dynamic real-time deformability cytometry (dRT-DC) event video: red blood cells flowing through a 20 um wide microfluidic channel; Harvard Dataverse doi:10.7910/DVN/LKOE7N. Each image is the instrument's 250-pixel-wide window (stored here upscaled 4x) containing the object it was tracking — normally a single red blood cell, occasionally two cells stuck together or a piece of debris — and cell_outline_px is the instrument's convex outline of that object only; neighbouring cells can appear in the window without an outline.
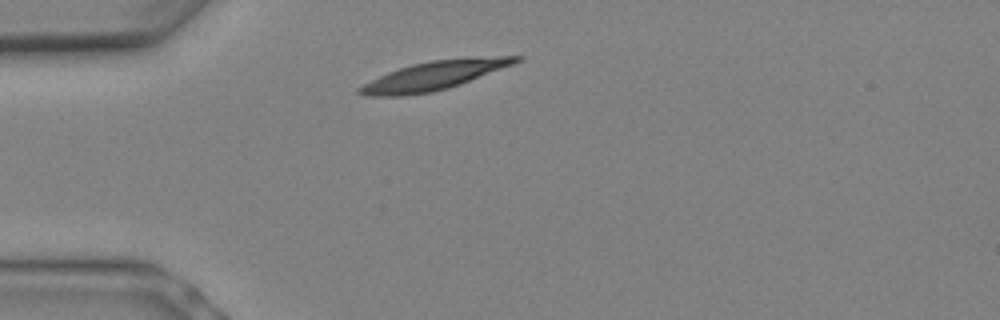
{"species": "Egyptian fruit bat (a non-hibernating species)", "species_latin": "Rousettus aegyptiacus", "temperature_condition": "warm", "stored_images_in_passage": 3, "camera_frame_rate_fps": 3000, "um_per_image_px": 0.085, "animal": {"sex": "female"}, "frame": {"image": 1, "passage_image": 1, "time_ms": 0.0, "image_size_px": [1000, 320], "cell_outline_px": [[524, 56], [520, 60], [512, 64], [460, 84], [448, 88], [432, 92], [404, 96], [364, 96], [356, 92], [356, 88], [388, 72], [412, 64], [432, 60], [500, 56]], "centroid_in_image_um": [36.82, 6.44], "position_along_channel_um": 48.2, "area_um2": 25.66}}
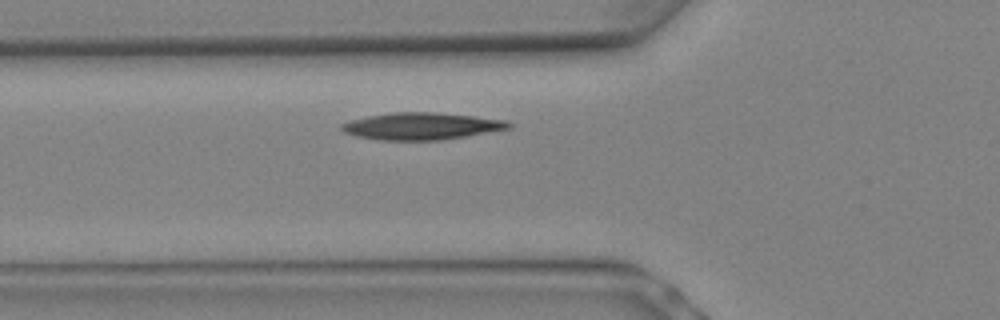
{"frame": {"image": 2, "passage_image": 3, "time_ms": 0.667, "image_size_px": [1000, 320], "cell_outline_px": [[512, 128], [440, 140], [380, 140], [356, 136], [344, 132], [340, 128], [340, 124], [352, 120], [368, 116], [392, 112], [436, 112], [508, 120], [512, 124]], "centroid_in_image_um": [35.82, 10.72], "position_along_channel_um": 90.0, "area_um2": 26.24}}